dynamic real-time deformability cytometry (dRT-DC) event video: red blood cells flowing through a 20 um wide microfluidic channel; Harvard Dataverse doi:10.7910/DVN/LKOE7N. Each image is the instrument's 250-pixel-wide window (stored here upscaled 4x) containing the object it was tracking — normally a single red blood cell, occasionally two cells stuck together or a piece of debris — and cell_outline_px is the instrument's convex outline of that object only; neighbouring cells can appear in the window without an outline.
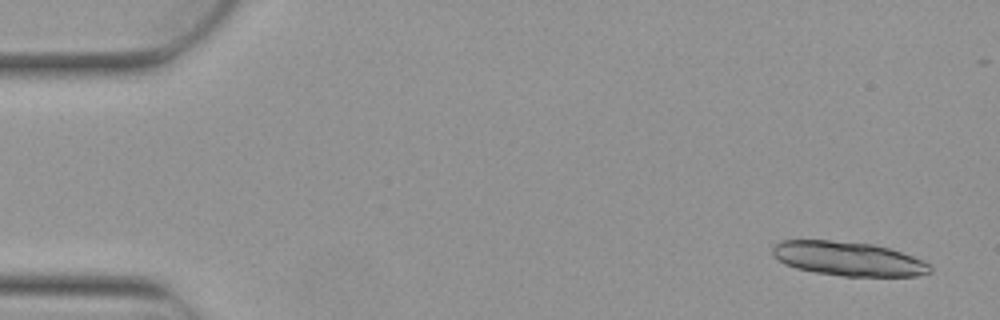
{"species": "Egyptian fruit bat (a non-hibernating species)", "species_latin": "Rousettus aegyptiacus", "temperature_condition": "warm", "stored_images_in_passage": 3, "camera_frame_rate_fps": 3000, "um_per_image_px": 0.085, "animal": {"sex": "female"}, "frame": {"image": 1, "passage_image": 1, "time_ms": 0.0, "image_size_px": [1000, 320], "cell_outline_px": [[932, 272], [916, 276], [844, 276], [816, 272], [796, 268], [784, 264], [772, 252], [772, 248], [780, 240], [832, 240], [872, 244], [888, 248], [912, 256], [928, 264], [932, 268]], "centroid_in_image_um": [72.09, 21.99], "position_along_channel_um": 12.9, "area_um2": 31.04}}